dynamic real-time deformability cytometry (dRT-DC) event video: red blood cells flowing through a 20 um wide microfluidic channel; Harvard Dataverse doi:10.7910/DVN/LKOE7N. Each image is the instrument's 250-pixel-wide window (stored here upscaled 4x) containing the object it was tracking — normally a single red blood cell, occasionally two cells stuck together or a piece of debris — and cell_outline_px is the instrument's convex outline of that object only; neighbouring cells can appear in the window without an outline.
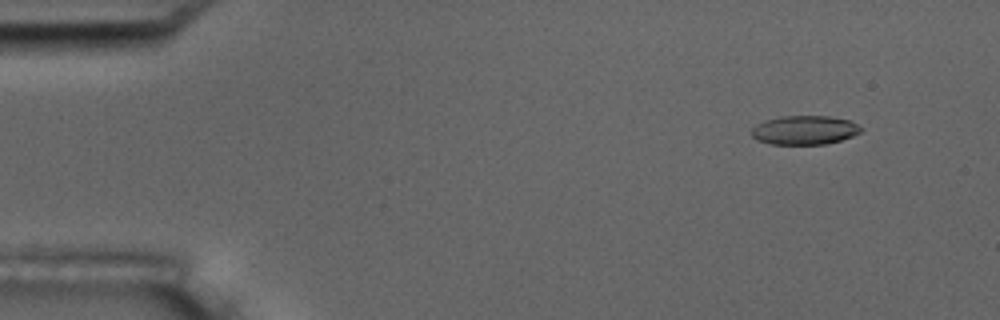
{"species": "common noctule bat (a hibernating species)", "species_latin": "Nyctalus noctula", "temperature_condition": "room temperature", "stored_images_in_passage": 5, "camera_frame_rate_fps": 3000, "um_per_image_px": 0.085, "animal": {"sex": "male", "body_mass_g": 17.5, "forearm_length_mm": 52.3}, "frame": {"image": 1, "passage_image": 2, "time_ms": 1.0, "image_size_px": [1000, 320], "cell_outline_px": [[864, 128], [860, 132], [852, 136], [840, 140], [824, 144], [772, 144], [756, 140], [752, 136], [752, 128], [756, 124], [780, 116], [828, 116], [848, 120]], "centroid_in_image_um": [68.38, 11.06], "position_along_channel_um": 16.6, "area_um2": 18.32}}
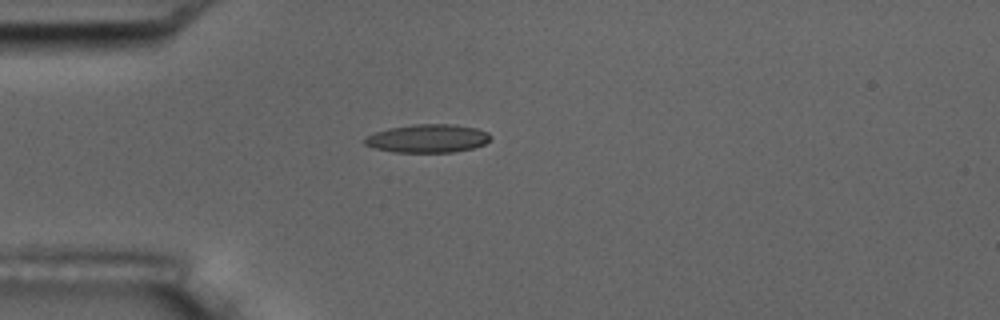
{"frame": {"image": 2, "passage_image": 5, "time_ms": 4.333, "image_size_px": [1000, 320], "cell_outline_px": [[492, 136], [484, 144], [472, 148], [452, 152], [392, 152], [376, 148], [364, 144], [364, 140], [368, 136], [376, 132], [388, 128], [412, 124], [456, 124], [476, 128], [488, 132]], "centroid_in_image_um": [36.37, 11.76], "position_along_channel_um": 48.6, "area_um2": 20.69}}